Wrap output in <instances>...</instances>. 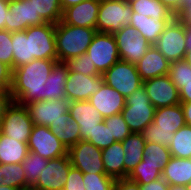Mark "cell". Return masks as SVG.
I'll return each instance as SVG.
<instances>
[{"label":"cell","mask_w":191,"mask_h":190,"mask_svg":"<svg viewBox=\"0 0 191 190\" xmlns=\"http://www.w3.org/2000/svg\"><path fill=\"white\" fill-rule=\"evenodd\" d=\"M79 124L71 118L67 121L51 123L49 128L54 135L66 146L67 149L81 140Z\"/></svg>","instance_id":"cell-30"},{"label":"cell","mask_w":191,"mask_h":190,"mask_svg":"<svg viewBox=\"0 0 191 190\" xmlns=\"http://www.w3.org/2000/svg\"><path fill=\"white\" fill-rule=\"evenodd\" d=\"M12 86V70L5 63L0 62V90L10 92Z\"/></svg>","instance_id":"cell-45"},{"label":"cell","mask_w":191,"mask_h":190,"mask_svg":"<svg viewBox=\"0 0 191 190\" xmlns=\"http://www.w3.org/2000/svg\"><path fill=\"white\" fill-rule=\"evenodd\" d=\"M0 190H20V189H18L16 187L4 185V186H0Z\"/></svg>","instance_id":"cell-58"},{"label":"cell","mask_w":191,"mask_h":190,"mask_svg":"<svg viewBox=\"0 0 191 190\" xmlns=\"http://www.w3.org/2000/svg\"><path fill=\"white\" fill-rule=\"evenodd\" d=\"M184 60H186L188 62V64L191 66V50H187Z\"/></svg>","instance_id":"cell-57"},{"label":"cell","mask_w":191,"mask_h":190,"mask_svg":"<svg viewBox=\"0 0 191 190\" xmlns=\"http://www.w3.org/2000/svg\"><path fill=\"white\" fill-rule=\"evenodd\" d=\"M104 123L109 127L111 136H114L117 142H122L132 133L121 113L104 118Z\"/></svg>","instance_id":"cell-41"},{"label":"cell","mask_w":191,"mask_h":190,"mask_svg":"<svg viewBox=\"0 0 191 190\" xmlns=\"http://www.w3.org/2000/svg\"><path fill=\"white\" fill-rule=\"evenodd\" d=\"M186 125L191 126V102L181 103Z\"/></svg>","instance_id":"cell-53"},{"label":"cell","mask_w":191,"mask_h":190,"mask_svg":"<svg viewBox=\"0 0 191 190\" xmlns=\"http://www.w3.org/2000/svg\"><path fill=\"white\" fill-rule=\"evenodd\" d=\"M13 69L30 63L29 38L25 31L12 32Z\"/></svg>","instance_id":"cell-34"},{"label":"cell","mask_w":191,"mask_h":190,"mask_svg":"<svg viewBox=\"0 0 191 190\" xmlns=\"http://www.w3.org/2000/svg\"><path fill=\"white\" fill-rule=\"evenodd\" d=\"M180 103H190L191 102V83L181 84V89L179 90Z\"/></svg>","instance_id":"cell-49"},{"label":"cell","mask_w":191,"mask_h":190,"mask_svg":"<svg viewBox=\"0 0 191 190\" xmlns=\"http://www.w3.org/2000/svg\"><path fill=\"white\" fill-rule=\"evenodd\" d=\"M168 75L179 91L181 84L191 83V66L184 59L171 62Z\"/></svg>","instance_id":"cell-38"},{"label":"cell","mask_w":191,"mask_h":190,"mask_svg":"<svg viewBox=\"0 0 191 190\" xmlns=\"http://www.w3.org/2000/svg\"><path fill=\"white\" fill-rule=\"evenodd\" d=\"M68 68L65 62L56 61L52 72L46 80L44 100L64 99L65 84L67 82Z\"/></svg>","instance_id":"cell-24"},{"label":"cell","mask_w":191,"mask_h":190,"mask_svg":"<svg viewBox=\"0 0 191 190\" xmlns=\"http://www.w3.org/2000/svg\"><path fill=\"white\" fill-rule=\"evenodd\" d=\"M104 83L103 75L86 76L81 73L68 72L65 84L66 98L71 101H88Z\"/></svg>","instance_id":"cell-18"},{"label":"cell","mask_w":191,"mask_h":190,"mask_svg":"<svg viewBox=\"0 0 191 190\" xmlns=\"http://www.w3.org/2000/svg\"><path fill=\"white\" fill-rule=\"evenodd\" d=\"M143 86L151 104L160 107L180 104L179 91L169 75L159 76L143 81Z\"/></svg>","instance_id":"cell-17"},{"label":"cell","mask_w":191,"mask_h":190,"mask_svg":"<svg viewBox=\"0 0 191 190\" xmlns=\"http://www.w3.org/2000/svg\"><path fill=\"white\" fill-rule=\"evenodd\" d=\"M120 60L136 64L152 46L131 25L123 26L114 33Z\"/></svg>","instance_id":"cell-12"},{"label":"cell","mask_w":191,"mask_h":190,"mask_svg":"<svg viewBox=\"0 0 191 190\" xmlns=\"http://www.w3.org/2000/svg\"><path fill=\"white\" fill-rule=\"evenodd\" d=\"M29 153L28 144L0 132V164L22 163Z\"/></svg>","instance_id":"cell-28"},{"label":"cell","mask_w":191,"mask_h":190,"mask_svg":"<svg viewBox=\"0 0 191 190\" xmlns=\"http://www.w3.org/2000/svg\"><path fill=\"white\" fill-rule=\"evenodd\" d=\"M55 27L56 24L45 23L25 30L29 38L30 62L34 59L57 60Z\"/></svg>","instance_id":"cell-11"},{"label":"cell","mask_w":191,"mask_h":190,"mask_svg":"<svg viewBox=\"0 0 191 190\" xmlns=\"http://www.w3.org/2000/svg\"><path fill=\"white\" fill-rule=\"evenodd\" d=\"M48 160L39 154L29 152L22 162L24 177L28 185L32 187L38 180L41 172L46 167Z\"/></svg>","instance_id":"cell-35"},{"label":"cell","mask_w":191,"mask_h":190,"mask_svg":"<svg viewBox=\"0 0 191 190\" xmlns=\"http://www.w3.org/2000/svg\"><path fill=\"white\" fill-rule=\"evenodd\" d=\"M100 0H85L63 10L61 21L78 27L96 29Z\"/></svg>","instance_id":"cell-19"},{"label":"cell","mask_w":191,"mask_h":190,"mask_svg":"<svg viewBox=\"0 0 191 190\" xmlns=\"http://www.w3.org/2000/svg\"><path fill=\"white\" fill-rule=\"evenodd\" d=\"M121 114L132 133L141 131L151 124L156 108L151 104L148 94L142 85L125 99Z\"/></svg>","instance_id":"cell-4"},{"label":"cell","mask_w":191,"mask_h":190,"mask_svg":"<svg viewBox=\"0 0 191 190\" xmlns=\"http://www.w3.org/2000/svg\"><path fill=\"white\" fill-rule=\"evenodd\" d=\"M96 32V29L71 26L60 20L55 27L57 61L66 62L86 53Z\"/></svg>","instance_id":"cell-3"},{"label":"cell","mask_w":191,"mask_h":190,"mask_svg":"<svg viewBox=\"0 0 191 190\" xmlns=\"http://www.w3.org/2000/svg\"><path fill=\"white\" fill-rule=\"evenodd\" d=\"M69 113L72 120L79 124L81 140H87L89 134L104 118L90 101H71Z\"/></svg>","instance_id":"cell-20"},{"label":"cell","mask_w":191,"mask_h":190,"mask_svg":"<svg viewBox=\"0 0 191 190\" xmlns=\"http://www.w3.org/2000/svg\"><path fill=\"white\" fill-rule=\"evenodd\" d=\"M162 172L158 163L141 161L128 175V179L138 184H148L161 178Z\"/></svg>","instance_id":"cell-33"},{"label":"cell","mask_w":191,"mask_h":190,"mask_svg":"<svg viewBox=\"0 0 191 190\" xmlns=\"http://www.w3.org/2000/svg\"><path fill=\"white\" fill-rule=\"evenodd\" d=\"M35 14L46 22L57 24L63 14L60 0H34Z\"/></svg>","instance_id":"cell-36"},{"label":"cell","mask_w":191,"mask_h":190,"mask_svg":"<svg viewBox=\"0 0 191 190\" xmlns=\"http://www.w3.org/2000/svg\"><path fill=\"white\" fill-rule=\"evenodd\" d=\"M185 187H186V190H191V183L187 184Z\"/></svg>","instance_id":"cell-60"},{"label":"cell","mask_w":191,"mask_h":190,"mask_svg":"<svg viewBox=\"0 0 191 190\" xmlns=\"http://www.w3.org/2000/svg\"><path fill=\"white\" fill-rule=\"evenodd\" d=\"M127 2H134V1H137V0H126Z\"/></svg>","instance_id":"cell-61"},{"label":"cell","mask_w":191,"mask_h":190,"mask_svg":"<svg viewBox=\"0 0 191 190\" xmlns=\"http://www.w3.org/2000/svg\"><path fill=\"white\" fill-rule=\"evenodd\" d=\"M186 50H191V39H186Z\"/></svg>","instance_id":"cell-59"},{"label":"cell","mask_w":191,"mask_h":190,"mask_svg":"<svg viewBox=\"0 0 191 190\" xmlns=\"http://www.w3.org/2000/svg\"><path fill=\"white\" fill-rule=\"evenodd\" d=\"M131 5L132 16H146L156 19H173L175 15L158 0H137L128 2Z\"/></svg>","instance_id":"cell-29"},{"label":"cell","mask_w":191,"mask_h":190,"mask_svg":"<svg viewBox=\"0 0 191 190\" xmlns=\"http://www.w3.org/2000/svg\"><path fill=\"white\" fill-rule=\"evenodd\" d=\"M70 101L67 98L39 100L25 104L34 125L48 126L51 123L70 119Z\"/></svg>","instance_id":"cell-10"},{"label":"cell","mask_w":191,"mask_h":190,"mask_svg":"<svg viewBox=\"0 0 191 190\" xmlns=\"http://www.w3.org/2000/svg\"><path fill=\"white\" fill-rule=\"evenodd\" d=\"M71 165L82 173H106L102 161V149L86 140H80L68 149Z\"/></svg>","instance_id":"cell-15"},{"label":"cell","mask_w":191,"mask_h":190,"mask_svg":"<svg viewBox=\"0 0 191 190\" xmlns=\"http://www.w3.org/2000/svg\"><path fill=\"white\" fill-rule=\"evenodd\" d=\"M12 32L0 30V62L5 63L13 70Z\"/></svg>","instance_id":"cell-43"},{"label":"cell","mask_w":191,"mask_h":190,"mask_svg":"<svg viewBox=\"0 0 191 190\" xmlns=\"http://www.w3.org/2000/svg\"><path fill=\"white\" fill-rule=\"evenodd\" d=\"M8 9L5 30L9 32L25 31L30 26L46 23L35 14L34 0H9Z\"/></svg>","instance_id":"cell-14"},{"label":"cell","mask_w":191,"mask_h":190,"mask_svg":"<svg viewBox=\"0 0 191 190\" xmlns=\"http://www.w3.org/2000/svg\"><path fill=\"white\" fill-rule=\"evenodd\" d=\"M57 60L34 59L12 70L10 99L20 105L44 100L46 80Z\"/></svg>","instance_id":"cell-1"},{"label":"cell","mask_w":191,"mask_h":190,"mask_svg":"<svg viewBox=\"0 0 191 190\" xmlns=\"http://www.w3.org/2000/svg\"><path fill=\"white\" fill-rule=\"evenodd\" d=\"M168 148L172 157L191 158V126L185 125L178 129Z\"/></svg>","instance_id":"cell-32"},{"label":"cell","mask_w":191,"mask_h":190,"mask_svg":"<svg viewBox=\"0 0 191 190\" xmlns=\"http://www.w3.org/2000/svg\"><path fill=\"white\" fill-rule=\"evenodd\" d=\"M63 190H85L83 173L79 169L73 166L70 168Z\"/></svg>","instance_id":"cell-44"},{"label":"cell","mask_w":191,"mask_h":190,"mask_svg":"<svg viewBox=\"0 0 191 190\" xmlns=\"http://www.w3.org/2000/svg\"><path fill=\"white\" fill-rule=\"evenodd\" d=\"M86 54L101 75L120 60L114 35L105 32H96Z\"/></svg>","instance_id":"cell-8"},{"label":"cell","mask_w":191,"mask_h":190,"mask_svg":"<svg viewBox=\"0 0 191 190\" xmlns=\"http://www.w3.org/2000/svg\"><path fill=\"white\" fill-rule=\"evenodd\" d=\"M85 190H113L115 178L106 173H83Z\"/></svg>","instance_id":"cell-39"},{"label":"cell","mask_w":191,"mask_h":190,"mask_svg":"<svg viewBox=\"0 0 191 190\" xmlns=\"http://www.w3.org/2000/svg\"><path fill=\"white\" fill-rule=\"evenodd\" d=\"M143 81L168 75L170 62L152 45L147 53L135 64Z\"/></svg>","instance_id":"cell-22"},{"label":"cell","mask_w":191,"mask_h":190,"mask_svg":"<svg viewBox=\"0 0 191 190\" xmlns=\"http://www.w3.org/2000/svg\"><path fill=\"white\" fill-rule=\"evenodd\" d=\"M33 126L34 124L25 105L10 101L5 107L0 121V132L28 144Z\"/></svg>","instance_id":"cell-6"},{"label":"cell","mask_w":191,"mask_h":190,"mask_svg":"<svg viewBox=\"0 0 191 190\" xmlns=\"http://www.w3.org/2000/svg\"><path fill=\"white\" fill-rule=\"evenodd\" d=\"M185 125L181 103L160 107L155 110L153 122L146 126L141 131V134L146 142L168 147L174 137V133Z\"/></svg>","instance_id":"cell-2"},{"label":"cell","mask_w":191,"mask_h":190,"mask_svg":"<svg viewBox=\"0 0 191 190\" xmlns=\"http://www.w3.org/2000/svg\"><path fill=\"white\" fill-rule=\"evenodd\" d=\"M132 14L131 5L126 0H100L96 30L114 34L130 24Z\"/></svg>","instance_id":"cell-5"},{"label":"cell","mask_w":191,"mask_h":190,"mask_svg":"<svg viewBox=\"0 0 191 190\" xmlns=\"http://www.w3.org/2000/svg\"><path fill=\"white\" fill-rule=\"evenodd\" d=\"M9 0H0V30H5V21H7V13Z\"/></svg>","instance_id":"cell-50"},{"label":"cell","mask_w":191,"mask_h":190,"mask_svg":"<svg viewBox=\"0 0 191 190\" xmlns=\"http://www.w3.org/2000/svg\"><path fill=\"white\" fill-rule=\"evenodd\" d=\"M125 97L105 82L93 94L89 101L98 110L103 118L121 113L125 106Z\"/></svg>","instance_id":"cell-21"},{"label":"cell","mask_w":191,"mask_h":190,"mask_svg":"<svg viewBox=\"0 0 191 190\" xmlns=\"http://www.w3.org/2000/svg\"><path fill=\"white\" fill-rule=\"evenodd\" d=\"M69 72L81 73L86 76H100L89 56L84 53L65 62Z\"/></svg>","instance_id":"cell-40"},{"label":"cell","mask_w":191,"mask_h":190,"mask_svg":"<svg viewBox=\"0 0 191 190\" xmlns=\"http://www.w3.org/2000/svg\"><path fill=\"white\" fill-rule=\"evenodd\" d=\"M9 92L0 90V121L4 112L5 107L10 103Z\"/></svg>","instance_id":"cell-52"},{"label":"cell","mask_w":191,"mask_h":190,"mask_svg":"<svg viewBox=\"0 0 191 190\" xmlns=\"http://www.w3.org/2000/svg\"><path fill=\"white\" fill-rule=\"evenodd\" d=\"M124 155L122 142L115 141L102 149V161L107 175L115 178H124Z\"/></svg>","instance_id":"cell-27"},{"label":"cell","mask_w":191,"mask_h":190,"mask_svg":"<svg viewBox=\"0 0 191 190\" xmlns=\"http://www.w3.org/2000/svg\"><path fill=\"white\" fill-rule=\"evenodd\" d=\"M168 190H186V187L182 185H169Z\"/></svg>","instance_id":"cell-56"},{"label":"cell","mask_w":191,"mask_h":190,"mask_svg":"<svg viewBox=\"0 0 191 190\" xmlns=\"http://www.w3.org/2000/svg\"><path fill=\"white\" fill-rule=\"evenodd\" d=\"M104 82L120 92L125 98L143 85L136 65L119 60L104 74Z\"/></svg>","instance_id":"cell-9"},{"label":"cell","mask_w":191,"mask_h":190,"mask_svg":"<svg viewBox=\"0 0 191 190\" xmlns=\"http://www.w3.org/2000/svg\"><path fill=\"white\" fill-rule=\"evenodd\" d=\"M113 190H140V184L128 178L116 179Z\"/></svg>","instance_id":"cell-46"},{"label":"cell","mask_w":191,"mask_h":190,"mask_svg":"<svg viewBox=\"0 0 191 190\" xmlns=\"http://www.w3.org/2000/svg\"><path fill=\"white\" fill-rule=\"evenodd\" d=\"M29 152L50 160L68 155L66 146L54 135L48 126L34 125L28 141Z\"/></svg>","instance_id":"cell-13"},{"label":"cell","mask_w":191,"mask_h":190,"mask_svg":"<svg viewBox=\"0 0 191 190\" xmlns=\"http://www.w3.org/2000/svg\"><path fill=\"white\" fill-rule=\"evenodd\" d=\"M85 0H60L61 6H62V10L72 6V5H76L79 4L81 2H83Z\"/></svg>","instance_id":"cell-54"},{"label":"cell","mask_w":191,"mask_h":190,"mask_svg":"<svg viewBox=\"0 0 191 190\" xmlns=\"http://www.w3.org/2000/svg\"><path fill=\"white\" fill-rule=\"evenodd\" d=\"M165 5L175 16L183 10V0H158Z\"/></svg>","instance_id":"cell-48"},{"label":"cell","mask_w":191,"mask_h":190,"mask_svg":"<svg viewBox=\"0 0 191 190\" xmlns=\"http://www.w3.org/2000/svg\"><path fill=\"white\" fill-rule=\"evenodd\" d=\"M169 185L186 186L191 183V158L171 157L162 172Z\"/></svg>","instance_id":"cell-25"},{"label":"cell","mask_w":191,"mask_h":190,"mask_svg":"<svg viewBox=\"0 0 191 190\" xmlns=\"http://www.w3.org/2000/svg\"><path fill=\"white\" fill-rule=\"evenodd\" d=\"M169 184L161 177L148 184H140V190H168Z\"/></svg>","instance_id":"cell-47"},{"label":"cell","mask_w":191,"mask_h":190,"mask_svg":"<svg viewBox=\"0 0 191 190\" xmlns=\"http://www.w3.org/2000/svg\"><path fill=\"white\" fill-rule=\"evenodd\" d=\"M186 25L177 16H175L159 38L154 46L171 63L184 59L186 54Z\"/></svg>","instance_id":"cell-7"},{"label":"cell","mask_w":191,"mask_h":190,"mask_svg":"<svg viewBox=\"0 0 191 190\" xmlns=\"http://www.w3.org/2000/svg\"><path fill=\"white\" fill-rule=\"evenodd\" d=\"M146 141L141 133H131L122 141L124 155V178L142 161Z\"/></svg>","instance_id":"cell-23"},{"label":"cell","mask_w":191,"mask_h":190,"mask_svg":"<svg viewBox=\"0 0 191 190\" xmlns=\"http://www.w3.org/2000/svg\"><path fill=\"white\" fill-rule=\"evenodd\" d=\"M143 155L142 161L158 163L162 169L165 168L172 157L167 146L151 142H146Z\"/></svg>","instance_id":"cell-37"},{"label":"cell","mask_w":191,"mask_h":190,"mask_svg":"<svg viewBox=\"0 0 191 190\" xmlns=\"http://www.w3.org/2000/svg\"><path fill=\"white\" fill-rule=\"evenodd\" d=\"M186 25V39H191V19H180Z\"/></svg>","instance_id":"cell-55"},{"label":"cell","mask_w":191,"mask_h":190,"mask_svg":"<svg viewBox=\"0 0 191 190\" xmlns=\"http://www.w3.org/2000/svg\"><path fill=\"white\" fill-rule=\"evenodd\" d=\"M86 141L94 144L99 149H104L113 144L115 139L114 136H111L109 127L103 121L96 125Z\"/></svg>","instance_id":"cell-42"},{"label":"cell","mask_w":191,"mask_h":190,"mask_svg":"<svg viewBox=\"0 0 191 190\" xmlns=\"http://www.w3.org/2000/svg\"><path fill=\"white\" fill-rule=\"evenodd\" d=\"M72 167L69 156L63 155L48 160L32 190H63L67 176Z\"/></svg>","instance_id":"cell-16"},{"label":"cell","mask_w":191,"mask_h":190,"mask_svg":"<svg viewBox=\"0 0 191 190\" xmlns=\"http://www.w3.org/2000/svg\"><path fill=\"white\" fill-rule=\"evenodd\" d=\"M4 185L20 190L31 189L25 180L22 163L0 164V186Z\"/></svg>","instance_id":"cell-31"},{"label":"cell","mask_w":191,"mask_h":190,"mask_svg":"<svg viewBox=\"0 0 191 190\" xmlns=\"http://www.w3.org/2000/svg\"><path fill=\"white\" fill-rule=\"evenodd\" d=\"M177 17L179 19H191V0H183V10Z\"/></svg>","instance_id":"cell-51"},{"label":"cell","mask_w":191,"mask_h":190,"mask_svg":"<svg viewBox=\"0 0 191 190\" xmlns=\"http://www.w3.org/2000/svg\"><path fill=\"white\" fill-rule=\"evenodd\" d=\"M172 19H156L146 16H131L130 24L151 45H154Z\"/></svg>","instance_id":"cell-26"}]
</instances>
